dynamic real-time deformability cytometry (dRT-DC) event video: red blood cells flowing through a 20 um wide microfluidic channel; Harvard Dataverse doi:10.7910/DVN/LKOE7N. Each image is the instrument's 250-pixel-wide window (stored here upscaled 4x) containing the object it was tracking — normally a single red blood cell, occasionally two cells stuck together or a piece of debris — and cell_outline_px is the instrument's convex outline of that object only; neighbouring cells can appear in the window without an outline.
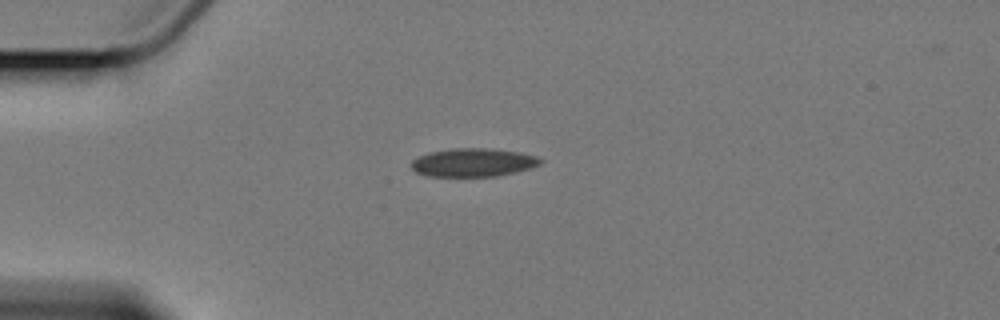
{"species": "Egyptian fruit bat (a non-hibernating species)", "species_latin": "Rousettus aegyptiacus", "temperature_condition": "cold", "stored_images_in_passage": 8, "camera_frame_rate_fps": 3000, "um_per_image_px": 0.085, "animal": {"sex": "female"}, "frame": {"image": 1, "passage_image": 1, "time_ms": 0.0, "image_size_px": [1000, 320], "cell_outline_px": [[544, 160], [540, 164], [516, 172], [496, 176], [428, 176], [416, 172], [412, 168], [412, 160], [428, 152], [456, 148], [492, 148], [516, 152], [536, 156]], "centroid_in_image_um": [40.21, 13.81], "position_along_channel_um": 44.8, "area_um2": 21.15}}
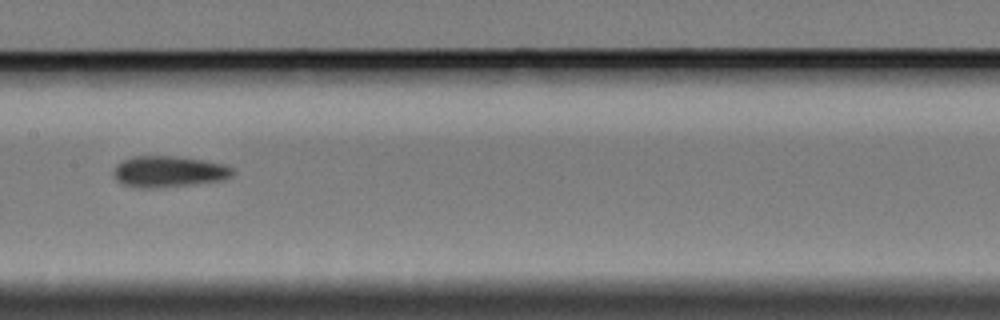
{"frame": {"image": 2, "passage_image": 5, "time_ms": 5.0, "image_size_px": [1000, 320], "cell_outline_px": [[236, 172], [232, 176], [224, 180], [188, 184], [148, 188], [140, 188], [124, 184], [116, 180], [112, 172], [116, 164], [132, 156], [176, 156], [204, 160], [228, 164]], "centroid_in_image_um": [14.37, 14.56], "position_along_channel_um": 193.0, "area_um2": 21.68}}
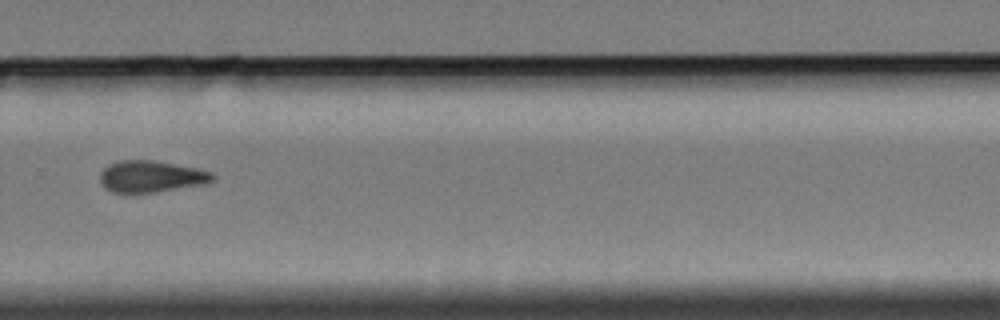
{"frame": {"image": 3, "passage_image": 8, "time_ms": 8.667, "image_size_px": [1000, 320], "cell_outline_px": [[216, 180], [204, 184], [152, 192], [112, 192], [104, 188], [100, 180], [100, 172], [108, 164], [120, 160], [152, 160], [200, 168], [212, 172], [216, 176]], "centroid_in_image_um": [12.87, 14.98], "position_along_channel_um": 316.9, "area_um2": 20.81}}